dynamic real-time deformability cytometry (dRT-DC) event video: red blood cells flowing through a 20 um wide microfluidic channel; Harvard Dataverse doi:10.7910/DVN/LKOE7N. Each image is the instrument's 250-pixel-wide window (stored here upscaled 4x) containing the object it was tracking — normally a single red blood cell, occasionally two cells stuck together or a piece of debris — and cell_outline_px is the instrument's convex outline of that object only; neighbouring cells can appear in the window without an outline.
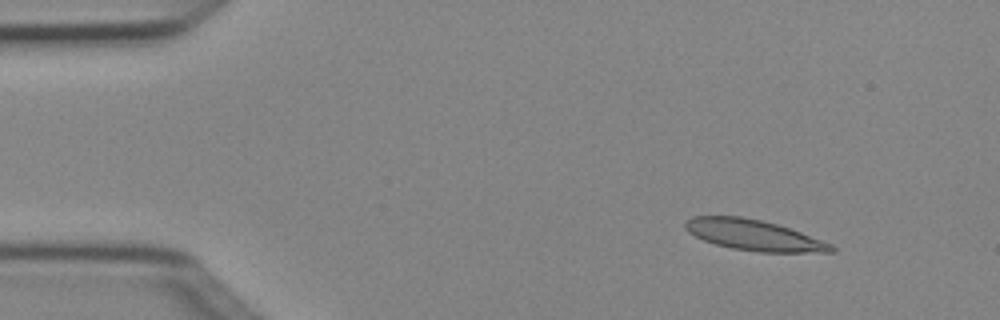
{"species": "Egyptian fruit bat (a non-hibernating species)", "species_latin": "Rousettus aegyptiacus", "temperature_condition": "cold", "stored_images_in_passage": 5, "camera_frame_rate_fps": 3000, "um_per_image_px": 0.085, "animal": {"sex": "female"}, "frame": {"image": 1, "passage_image": 2, "time_ms": 0.333, "image_size_px": [1000, 320], "cell_outline_px": [[836, 252], [760, 252], [732, 248], [716, 244], [704, 240], [688, 232], [684, 228], [684, 224], [692, 216], [740, 216], [760, 220], [776, 224], [800, 232], [832, 244], [836, 248]], "centroid_in_image_um": [64.07, 19.99], "position_along_channel_um": 20.9, "area_um2": 25.84}}
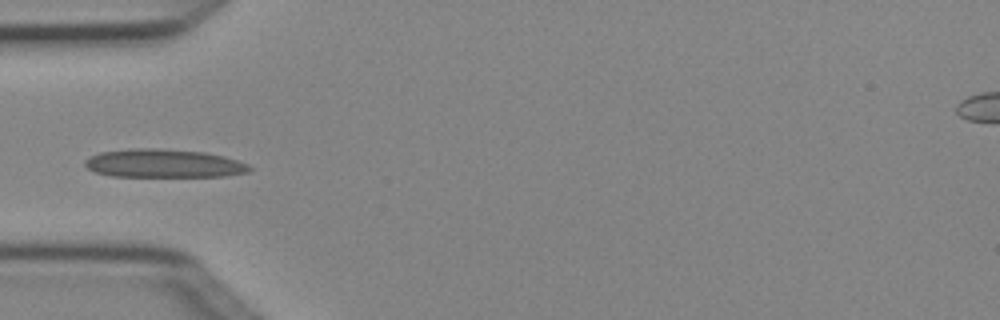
{"frame": {"image": 2, "passage_image": 5, "time_ms": 1.333, "image_size_px": [1000, 320], "cell_outline_px": [[252, 168], [248, 172], [224, 176], [112, 176], [96, 172], [88, 168], [84, 164], [84, 160], [100, 152], [132, 148], [156, 148], [204, 152], [224, 156], [248, 164]], "centroid_in_image_um": [13.91, 13.88], "position_along_channel_um": 71.1, "area_um2": 27.05}}